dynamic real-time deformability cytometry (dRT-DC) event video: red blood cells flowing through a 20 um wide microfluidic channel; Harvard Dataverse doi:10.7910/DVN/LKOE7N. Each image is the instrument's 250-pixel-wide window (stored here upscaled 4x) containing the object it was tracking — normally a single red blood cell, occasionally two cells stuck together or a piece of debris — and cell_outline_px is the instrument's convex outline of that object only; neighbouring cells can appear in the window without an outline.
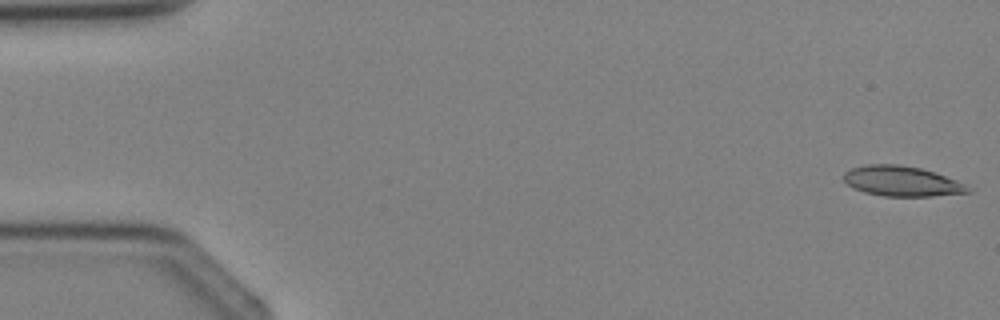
{"species": "Egyptian fruit bat (a non-hibernating species)", "species_latin": "Rousettus aegyptiacus", "temperature_condition": "cold", "stored_images_in_passage": 3, "camera_frame_rate_fps": 3000, "um_per_image_px": 0.085, "animal": {"sex": "female"}, "frame": {"image": 1, "passage_image": 1, "time_ms": 0.0, "image_size_px": [1000, 320], "cell_outline_px": [[972, 192], [932, 196], [884, 196], [864, 192], [852, 188], [844, 180], [844, 172], [852, 168], [868, 164], [900, 164], [920, 168], [936, 172], [956, 180], [972, 188]], "centroid_in_image_um": [76.67, 15.4], "position_along_channel_um": 8.3, "area_um2": 21.91}}